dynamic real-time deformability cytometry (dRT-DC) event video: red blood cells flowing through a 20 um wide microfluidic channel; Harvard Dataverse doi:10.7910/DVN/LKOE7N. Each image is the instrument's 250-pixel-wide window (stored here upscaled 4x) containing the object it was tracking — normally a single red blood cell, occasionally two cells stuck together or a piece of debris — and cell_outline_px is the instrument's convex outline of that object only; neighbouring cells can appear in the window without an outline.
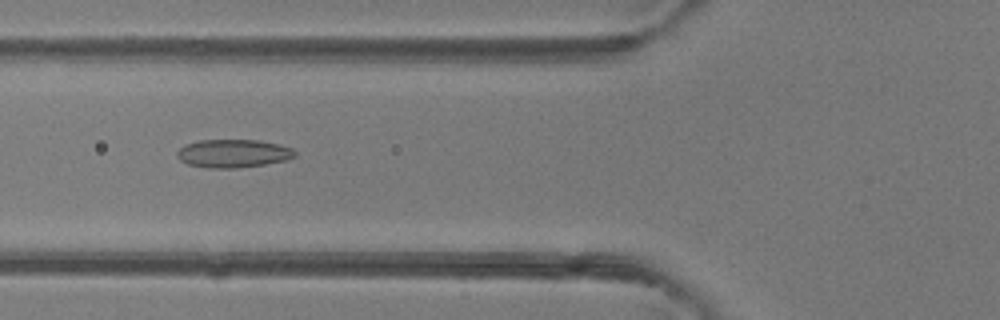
{"species": "common noctule bat (a hibernating species)", "species_latin": "Nyctalus noctula", "temperature_condition": "room temperature", "stored_images_in_passage": 49, "camera_frame_rate_fps": 3000, "um_per_image_px": 0.085, "animal": {"sex": "female"}, "frame": {"image": 1, "passage_image": 19, "time_ms": 6.0, "image_size_px": [1000, 320], "cell_outline_px": [[296, 156], [288, 160], [264, 164], [236, 168], [208, 168], [188, 164], [180, 160], [176, 156], [176, 152], [184, 144], [200, 140], [260, 140], [280, 144], [292, 148], [296, 152]], "centroid_in_image_um": [19.83, 13.04], "position_along_channel_um": 106.0, "area_um2": 19.54}}
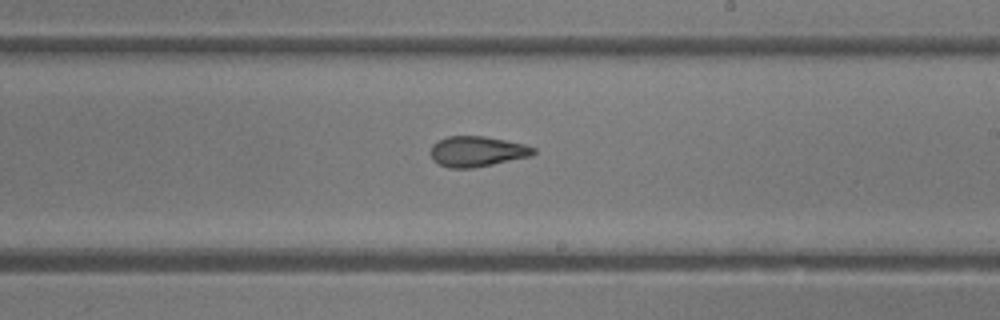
{"frame": {"image": 2, "passage_image": 29, "time_ms": 9.333, "image_size_px": [1000, 320], "cell_outline_px": [[536, 152], [532, 156], [472, 168], [448, 168], [432, 160], [432, 144], [448, 136], [484, 136], [524, 144], [536, 148]], "centroid_in_image_um": [40.57, 12.87], "position_along_channel_um": 248.4, "area_um2": 18.09}}
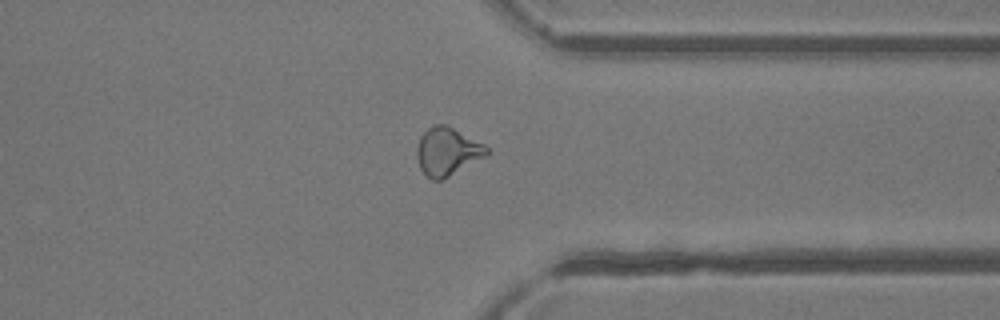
{"frame": {"image": 3, "passage_image": 38, "time_ms": 12.333, "image_size_px": [1000, 320], "cell_outline_px": [[488, 156], [444, 180], [432, 180], [420, 168], [416, 156], [416, 148], [420, 136], [432, 124], [444, 124], [484, 144], [488, 148]], "centroid_in_image_um": [38.02, 12.9], "position_along_channel_um": 373.4, "area_um2": 19.71}, "authors_computed_cell_mechanics": {"area_um2": 19.7098, "velocity_mm_per_s": 4.2569, "shape_relaxation_time_tau1_ms": null, "shape_relaxation_time_tau2_ms": 2.5804, "deformation_change_tau1": null, "deformation_change_tau2": 0.105}}